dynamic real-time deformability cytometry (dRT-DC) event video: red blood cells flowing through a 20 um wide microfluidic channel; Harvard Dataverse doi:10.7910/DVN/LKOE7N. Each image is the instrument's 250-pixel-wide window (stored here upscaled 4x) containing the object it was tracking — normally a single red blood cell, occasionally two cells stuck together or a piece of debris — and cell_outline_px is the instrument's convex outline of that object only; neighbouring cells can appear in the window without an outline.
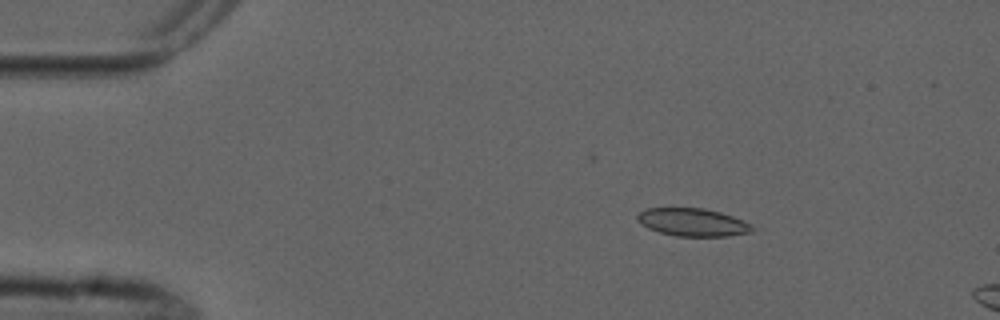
{"species": "common noctule bat (a hibernating species)", "species_latin": "Nyctalus noctula", "temperature_condition": "cold", "stored_images_in_passage": 5, "camera_frame_rate_fps": 3000, "um_per_image_px": 0.085, "animal": {"sex": "male", "forearm_length_mm": 52.5}, "frame": {"image": 1, "passage_image": 3, "time_ms": 2.333, "image_size_px": [1000, 320], "cell_outline_px": [[752, 232], [728, 236], [676, 236], [660, 232], [648, 228], [640, 224], [636, 220], [636, 216], [644, 208], [704, 208], [720, 212], [732, 216], [752, 224]], "centroid_in_image_um": [58.84, 18.89], "position_along_channel_um": 26.2, "area_um2": 18.67}}